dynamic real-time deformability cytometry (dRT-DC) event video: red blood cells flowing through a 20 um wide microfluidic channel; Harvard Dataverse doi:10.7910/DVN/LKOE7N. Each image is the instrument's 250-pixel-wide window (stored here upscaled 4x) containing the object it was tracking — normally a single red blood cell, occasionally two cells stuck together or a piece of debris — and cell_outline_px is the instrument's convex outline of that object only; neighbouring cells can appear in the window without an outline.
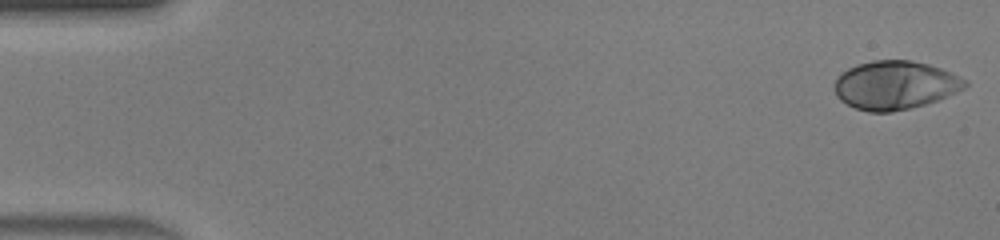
{"species": "human", "species_latin": "Homo sapiens", "temperature_condition": "warm", "stored_images_in_passage": 46, "camera_frame_rate_fps": 3000, "um_per_image_px": 0.085, "donor": {"sex": "male"}, "frame": {"image": 1, "passage_image": 1, "time_ms": 0.0, "image_size_px": [1000, 240], "cell_outline_px": [[968, 84], [964, 88], [956, 92], [936, 100], [924, 104], [892, 112], [868, 112], [856, 108], [840, 100], [836, 96], [836, 80], [840, 72], [856, 64], [872, 60], [912, 60], [928, 64], [952, 72], [968, 80]], "centroid_in_image_um": [76.08, 7.22], "position_along_channel_um": 8.9, "area_um2": 36.88}}
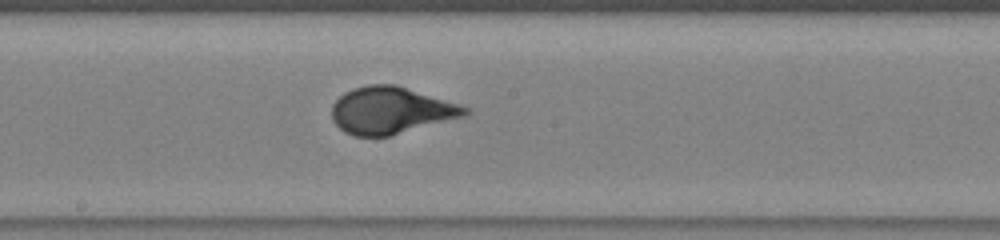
{"frame": {"image": 2, "passage_image": 25, "time_ms": 8.0, "image_size_px": [1000, 240], "cell_outline_px": [[472, 112], [464, 116], [388, 136], [356, 136], [344, 132], [332, 120], [332, 104], [344, 92], [352, 88], [368, 84], [396, 84], [460, 104], [468, 108]], "centroid_in_image_um": [33.21, 9.37], "position_along_channel_um": 215.0, "area_um2": 36.36}}
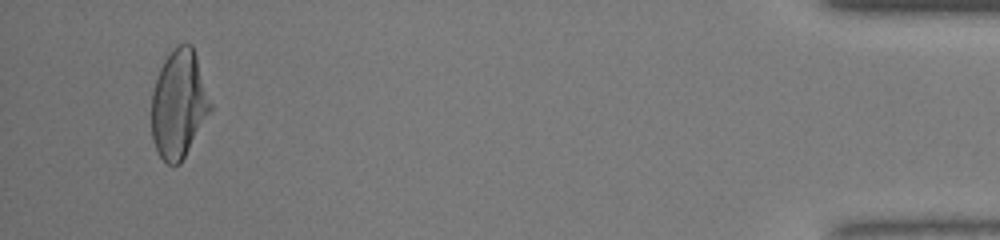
{"frame": {"image": 3, "passage_image": 44, "time_ms": 14.333, "image_size_px": [1000, 240], "cell_outline_px": [[212, 108], [180, 164], [168, 164], [160, 156], [152, 140], [152, 92], [160, 68], [164, 60], [172, 48], [176, 44], [192, 44], [212, 104]], "centroid_in_image_um": [15.19, 8.83], "position_along_channel_um": 420.0, "area_um2": 36.76}, "authors_computed_cell_mechanics": {"area_um2": 36.2695, "velocity_mm_per_s": 4.4572, "shape_relaxation_time_tau1_ms": 3.6245, "shape_relaxation_time_tau2_ms": null, "deformation_change_tau1": 0.2406, "deformation_change_tau2": null}}